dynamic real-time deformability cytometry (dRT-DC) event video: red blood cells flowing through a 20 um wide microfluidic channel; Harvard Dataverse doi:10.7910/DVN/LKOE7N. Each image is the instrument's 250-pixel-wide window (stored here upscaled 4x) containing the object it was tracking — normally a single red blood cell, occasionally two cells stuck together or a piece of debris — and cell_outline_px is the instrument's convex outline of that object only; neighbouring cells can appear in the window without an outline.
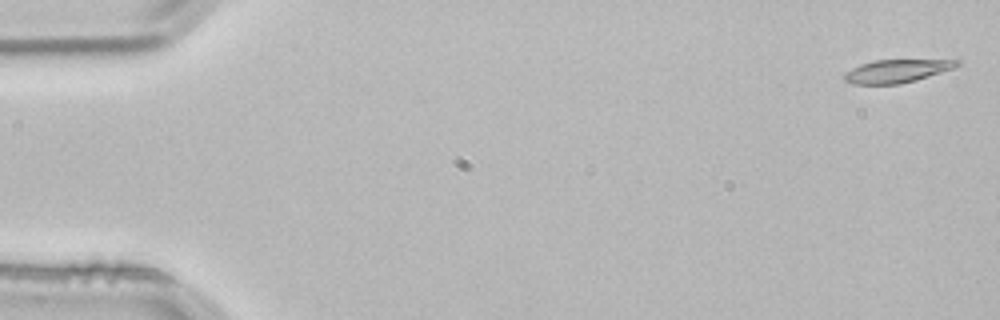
{"species": "common noctule bat (a hibernating species)", "species_latin": "Nyctalus noctula", "temperature_condition": "room temperature", "stored_images_in_passage": 4, "camera_frame_rate_fps": 3000, "um_per_image_px": 0.085, "animal": {"sex": "male", "body_mass_g": 21.5, "forearm_length_mm": 52.0}, "frame": {"image": 1, "passage_image": 1, "time_ms": 0.0, "image_size_px": [1000, 320], "cell_outline_px": [[960, 64], [956, 68], [916, 80], [900, 84], [852, 84], [844, 80], [844, 72], [860, 64], [872, 60], [960, 60]], "centroid_in_image_um": [76.22, 6.04], "position_along_channel_um": 8.8, "area_um2": 15.26}}